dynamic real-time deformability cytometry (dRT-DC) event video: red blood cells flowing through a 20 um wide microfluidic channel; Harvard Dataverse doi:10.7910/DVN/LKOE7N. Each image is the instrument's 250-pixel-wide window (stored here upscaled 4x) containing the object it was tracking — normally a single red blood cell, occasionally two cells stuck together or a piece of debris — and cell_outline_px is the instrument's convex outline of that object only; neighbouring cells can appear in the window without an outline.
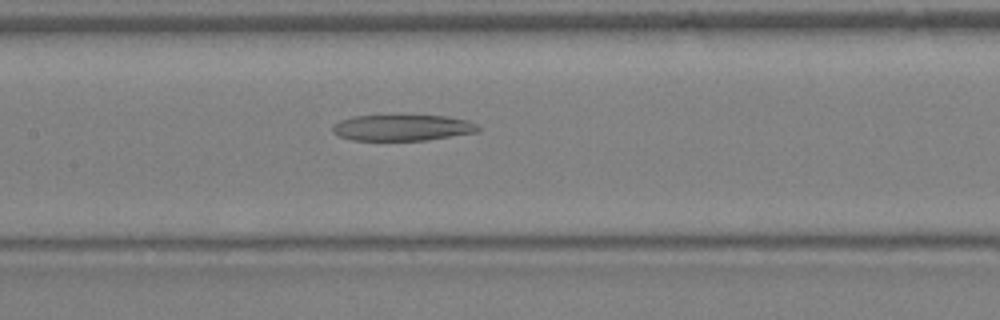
{"species": "Egyptian fruit bat (a non-hibernating species)", "species_latin": "Rousettus aegyptiacus", "temperature_condition": "warm", "stored_images_in_passage": 35, "camera_frame_rate_fps": 3000, "um_per_image_px": 0.085, "animal": {"sex": "female"}, "frame": {"image": 1, "passage_image": 17, "time_ms": 5.333, "image_size_px": [1000, 320], "cell_outline_px": [[480, 132], [428, 140], [352, 140], [340, 136], [332, 132], [332, 124], [340, 120], [352, 116], [448, 116], [468, 120], [476, 124], [480, 128]], "centroid_in_image_um": [34.22, 10.86], "position_along_channel_um": 173.2, "area_um2": 22.2}}
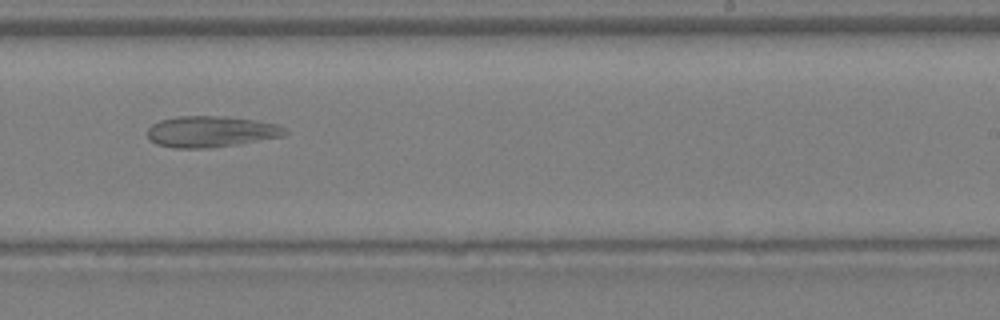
{"frame": {"image": 2, "passage_image": 22, "time_ms": 7.0, "image_size_px": [1000, 320], "cell_outline_px": [[288, 132], [284, 136], [236, 144], [208, 148], [172, 148], [156, 144], [148, 136], [148, 128], [152, 124], [160, 120], [176, 116], [224, 116], [252, 120], [276, 124], [284, 128]], "centroid_in_image_um": [17.9, 11.18], "position_along_channel_um": 271.1, "area_um2": 24.8}}
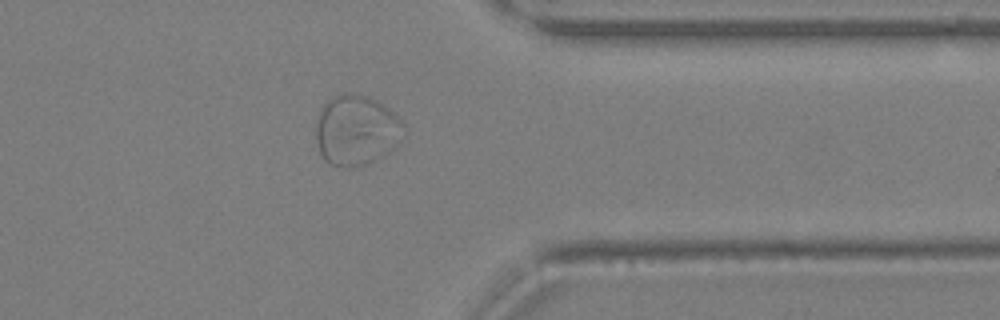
{"frame": {"image": 3, "passage_image": 28, "time_ms": 9.0, "image_size_px": [1000, 320], "cell_outline_px": [[404, 136], [388, 152], [364, 164], [348, 168], [344, 168], [328, 164], [324, 160], [320, 152], [316, 140], [316, 124], [320, 108], [332, 96], [344, 92], [348, 92], [368, 96], [376, 100], [388, 108], [404, 124]], "centroid_in_image_um": [30.25, 11.05], "position_along_channel_um": 381.2, "area_um2": 36.01}}